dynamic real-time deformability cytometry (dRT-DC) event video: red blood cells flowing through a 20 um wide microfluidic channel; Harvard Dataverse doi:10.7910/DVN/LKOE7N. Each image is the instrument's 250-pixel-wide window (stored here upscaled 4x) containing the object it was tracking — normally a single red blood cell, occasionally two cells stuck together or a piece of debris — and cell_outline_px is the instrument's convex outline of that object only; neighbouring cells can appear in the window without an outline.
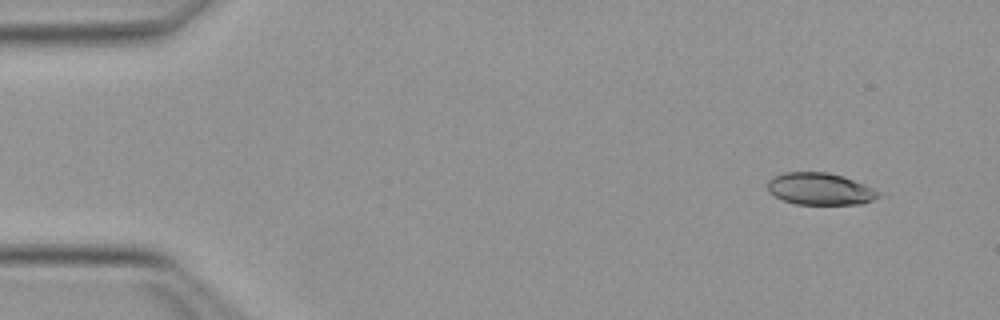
{"species": "Egyptian fruit bat (a non-hibernating species)", "species_latin": "Rousettus aegyptiacus", "temperature_condition": "warm", "stored_images_in_passage": 52, "camera_frame_rate_fps": 3000, "um_per_image_px": 0.085, "animal": {"sex": "female"}, "frame": {"image": 1, "passage_image": 5, "time_ms": 1.333, "image_size_px": [1000, 320], "cell_outline_px": [[880, 196], [872, 200], [860, 204], [796, 204], [784, 200], [768, 192], [768, 180], [772, 176], [784, 172], [828, 172], [844, 176], [864, 184], [880, 192]], "centroid_in_image_um": [69.69, 16.04], "position_along_channel_um": 15.3, "area_um2": 20.69}}
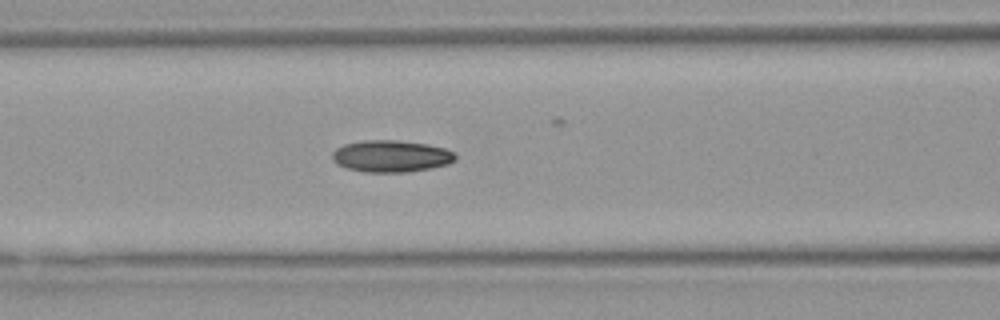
{"frame": {"image": 2, "passage_image": 22, "time_ms": 7.0, "image_size_px": [1000, 320], "cell_outline_px": [[456, 160], [448, 164], [432, 168], [408, 172], [364, 172], [348, 168], [336, 164], [332, 160], [332, 152], [336, 148], [344, 144], [364, 140], [400, 140], [428, 144], [444, 148], [452, 152], [456, 156]], "centroid_in_image_um": [33.23, 13.27], "position_along_channel_um": 133.4, "area_um2": 23.0}}
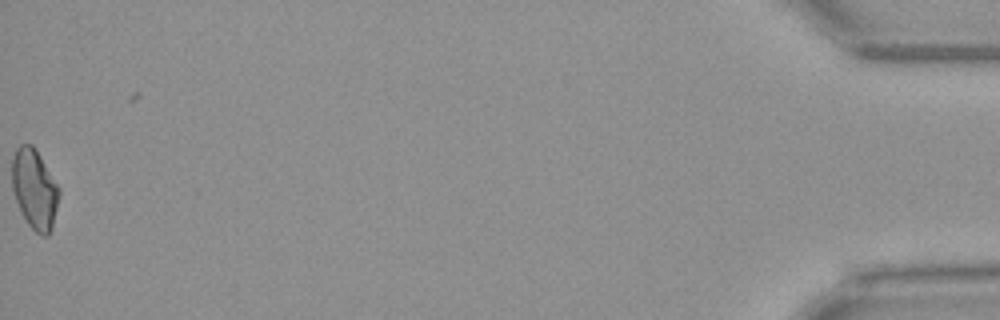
{"frame": {"image": 3, "passage_image": 52, "time_ms": 17.0, "image_size_px": [1000, 320], "cell_outline_px": [[60, 196], [52, 228], [48, 236], [40, 236], [28, 224], [20, 212], [12, 188], [12, 156], [16, 148], [20, 144], [32, 144], [40, 156], [60, 188]], "centroid_in_image_um": [2.94, 16.09], "position_along_channel_um": 432.3, "area_um2": 22.08}, "authors_computed_cell_mechanics": {"area_um2": 21.7039, "velocity_mm_per_s": 4.0264, "shape_relaxation_time_tau1_ms": null, "shape_relaxation_time_tau2_ms": 4.3669, "deformation_change_tau1": null, "deformation_change_tau2": 0.1013}}